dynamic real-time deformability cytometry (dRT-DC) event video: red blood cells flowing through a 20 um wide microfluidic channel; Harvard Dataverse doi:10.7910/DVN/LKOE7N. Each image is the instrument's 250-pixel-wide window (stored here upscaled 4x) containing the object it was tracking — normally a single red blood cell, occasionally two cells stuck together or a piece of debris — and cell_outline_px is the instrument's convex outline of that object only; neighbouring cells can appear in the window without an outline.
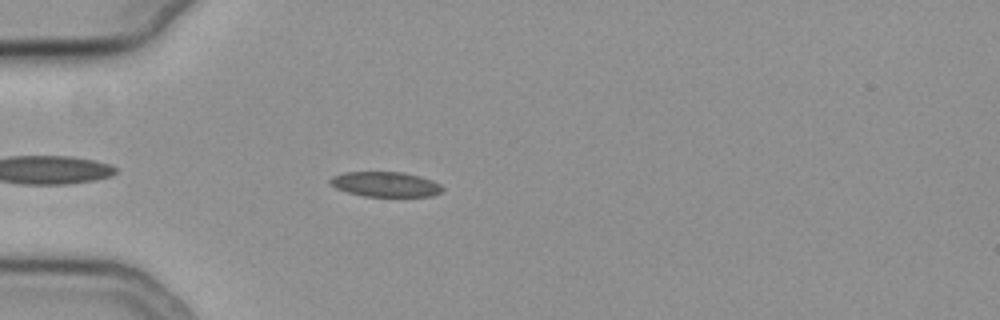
{"species": "common noctule bat (a hibernating species)", "species_latin": "Nyctalus noctula", "temperature_condition": "cold", "stored_images_in_passage": 43, "camera_frame_rate_fps": 3000, "um_per_image_px": 0.085, "animal": {"sex": "female", "body_mass_g": 19.3, "forearm_length_mm": 54.1}, "frame": {"image": 1, "passage_image": 4, "time_ms": 1.0, "image_size_px": [1000, 320], "cell_outline_px": [[444, 188], [440, 192], [432, 196], [364, 196], [348, 192], [336, 188], [328, 180], [332, 176], [344, 172], [404, 172], [420, 176], [432, 180], [440, 184]], "centroid_in_image_um": [32.77, 15.65], "position_along_channel_um": 52.2, "area_um2": 16.3}}
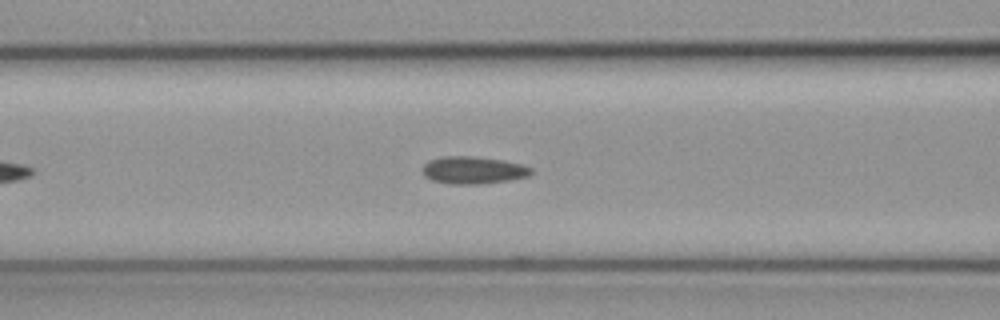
{"frame": {"image": 2, "passage_image": 11, "time_ms": 3.333, "image_size_px": [1000, 320], "cell_outline_px": [[532, 172], [528, 176], [508, 180], [480, 184], [448, 184], [432, 180], [424, 176], [424, 164], [428, 160], [444, 156], [472, 156], [504, 160], [520, 164], [532, 168]], "centroid_in_image_um": [40.21, 14.46], "position_along_channel_um": 126.4, "area_um2": 17.28}}
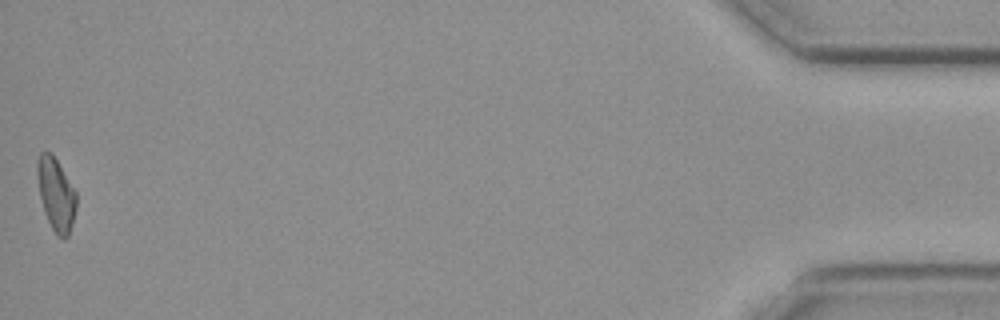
{"frame": {"image": 3, "passage_image": 43, "time_ms": 14.0, "image_size_px": [1000, 320], "cell_outline_px": [[76, 208], [68, 236], [64, 240], [56, 236], [44, 212], [40, 196], [36, 172], [36, 160], [40, 152], [52, 152], [76, 192]], "centroid_in_image_um": [4.74, 16.5], "position_along_channel_um": 430.5, "area_um2": 16.59}, "authors_computed_cell_mechanics": {"area_um2": 16.5886, "velocity_mm_per_s": 3.765, "shape_relaxation_time_tau1_ms": null, "shape_relaxation_time_tau2_ms": 8.7281, "deformation_change_tau1": null, "deformation_change_tau2": 0.1641}}